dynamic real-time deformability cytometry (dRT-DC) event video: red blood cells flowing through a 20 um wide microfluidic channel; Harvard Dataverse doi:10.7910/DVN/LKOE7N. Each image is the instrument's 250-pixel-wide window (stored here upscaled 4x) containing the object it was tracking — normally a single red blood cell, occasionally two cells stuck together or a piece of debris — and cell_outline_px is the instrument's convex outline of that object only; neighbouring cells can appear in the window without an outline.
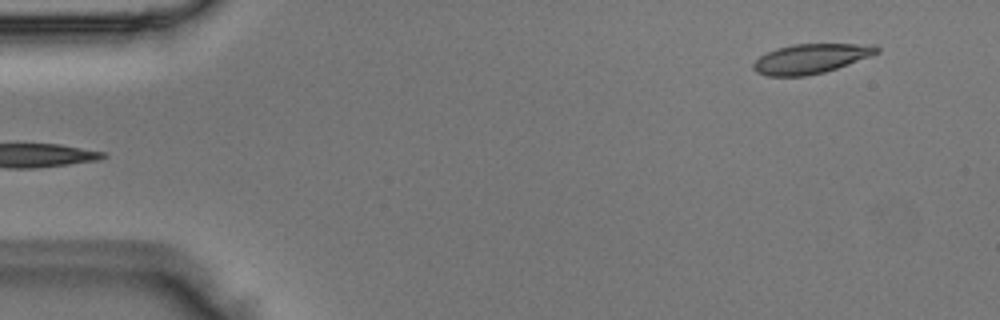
{"species": "Egyptian fruit bat (a non-hibernating species)", "species_latin": "Rousettus aegyptiacus", "temperature_condition": "room temperature", "stored_images_in_passage": 4, "camera_frame_rate_fps": 3000, "um_per_image_px": 0.085, "animal": {"sex": "male"}, "frame": {"image": 1, "passage_image": 4, "time_ms": 1.0, "image_size_px": [1000, 320], "cell_outline_px": [[880, 52], [836, 68], [824, 72], [804, 76], [768, 76], [756, 72], [752, 68], [752, 64], [760, 56], [776, 48], [792, 44], [876, 44], [880, 48]], "centroid_in_image_um": [68.9, 4.98], "position_along_channel_um": 16.1, "area_um2": 21.21}}